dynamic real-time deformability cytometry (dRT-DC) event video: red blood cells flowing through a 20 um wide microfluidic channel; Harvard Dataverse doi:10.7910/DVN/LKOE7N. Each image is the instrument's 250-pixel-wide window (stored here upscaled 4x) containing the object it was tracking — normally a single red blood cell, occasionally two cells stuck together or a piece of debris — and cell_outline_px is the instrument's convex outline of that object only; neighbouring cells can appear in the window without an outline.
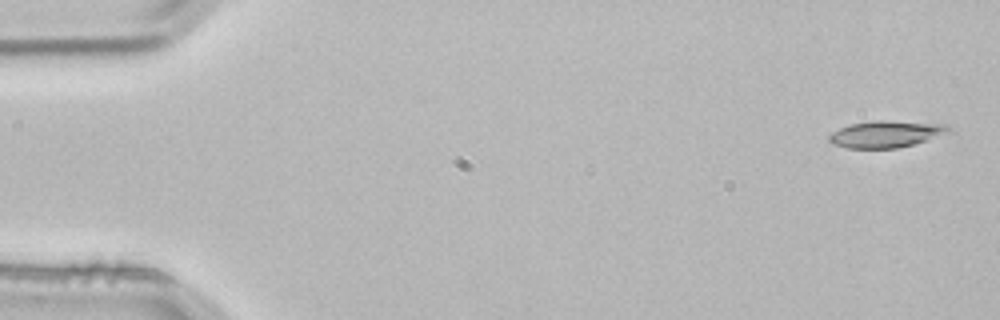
{"species": "common noctule bat (a hibernating species)", "species_latin": "Nyctalus noctula", "temperature_condition": "room temperature", "stored_images_in_passage": 3, "camera_frame_rate_fps": 3000, "um_per_image_px": 0.085, "animal": {"sex": "male", "body_mass_g": 21.5, "forearm_length_mm": 52.0}, "frame": {"image": 1, "passage_image": 1, "time_ms": 0.0, "image_size_px": [1000, 320], "cell_outline_px": [[952, 132], [912, 144], [896, 148], [848, 148], [832, 144], [828, 140], [828, 136], [832, 132], [848, 124], [876, 120], [884, 120], [948, 124], [952, 128]], "centroid_in_image_um": [75.32, 11.38], "position_along_channel_um": 9.7, "area_um2": 18.73}}